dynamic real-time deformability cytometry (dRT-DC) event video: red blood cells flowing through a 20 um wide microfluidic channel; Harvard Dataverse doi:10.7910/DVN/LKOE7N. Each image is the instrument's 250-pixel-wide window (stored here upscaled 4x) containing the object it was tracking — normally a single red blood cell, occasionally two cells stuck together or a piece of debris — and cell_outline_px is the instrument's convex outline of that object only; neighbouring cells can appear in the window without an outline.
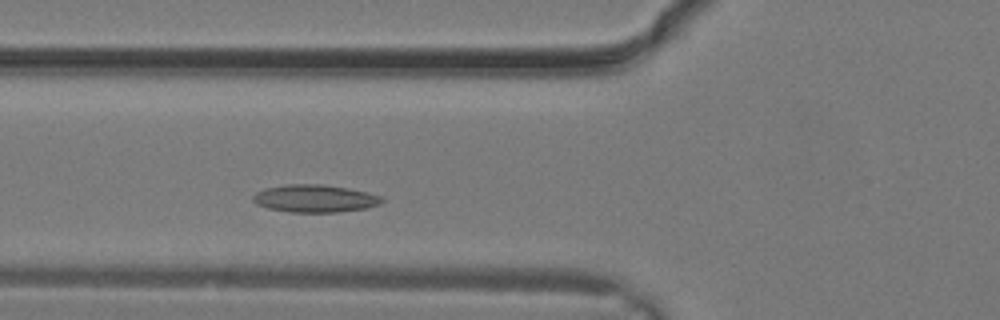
{"species": "common noctule bat (a hibernating species)", "species_latin": "Nyctalus noctula", "temperature_condition": "warm", "stored_images_in_passage": 5, "camera_frame_rate_fps": 3000, "um_per_image_px": 0.085, "animal": {"sex": "male", "body_mass_g": 19.2, "forearm_length_mm": 51.8}, "frame": {"image": 1, "passage_image": 5, "time_ms": 1.333, "image_size_px": [1000, 320], "cell_outline_px": [[384, 200], [380, 204], [364, 208], [340, 212], [292, 212], [268, 208], [256, 204], [252, 200], [252, 196], [256, 192], [264, 188], [288, 184], [324, 184], [348, 188], [368, 192], [380, 196]], "centroid_in_image_um": [26.74, 16.86], "position_along_channel_um": 99.1, "area_um2": 20.75}}